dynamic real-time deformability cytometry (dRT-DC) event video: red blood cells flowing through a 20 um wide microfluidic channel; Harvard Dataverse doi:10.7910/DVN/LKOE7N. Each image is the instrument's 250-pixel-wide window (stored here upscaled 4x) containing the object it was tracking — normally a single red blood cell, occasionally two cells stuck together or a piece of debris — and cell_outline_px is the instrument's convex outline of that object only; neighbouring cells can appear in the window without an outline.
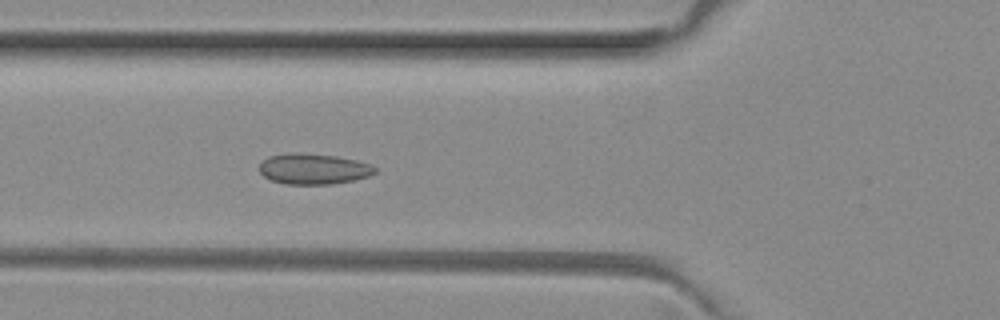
{"species": "common noctule bat (a hibernating species)", "species_latin": "Nyctalus noctula", "temperature_condition": "room temperature", "stored_images_in_passage": 6, "camera_frame_rate_fps": 3000, "um_per_image_px": 0.085, "animal": {"sex": "female", "body_mass_g": 29.2, "forearm_length_mm": 56.3}, "frame": {"image": 1, "passage_image": 6, "time_ms": 1.667, "image_size_px": [1000, 320], "cell_outline_px": [[376, 172], [368, 176], [356, 180], [332, 184], [288, 184], [272, 180], [264, 176], [260, 172], [260, 164], [268, 156], [296, 152], [336, 156], [356, 160], [372, 164], [376, 168]], "centroid_in_image_um": [26.68, 14.35], "position_along_channel_um": 99.1, "area_um2": 20.63}}